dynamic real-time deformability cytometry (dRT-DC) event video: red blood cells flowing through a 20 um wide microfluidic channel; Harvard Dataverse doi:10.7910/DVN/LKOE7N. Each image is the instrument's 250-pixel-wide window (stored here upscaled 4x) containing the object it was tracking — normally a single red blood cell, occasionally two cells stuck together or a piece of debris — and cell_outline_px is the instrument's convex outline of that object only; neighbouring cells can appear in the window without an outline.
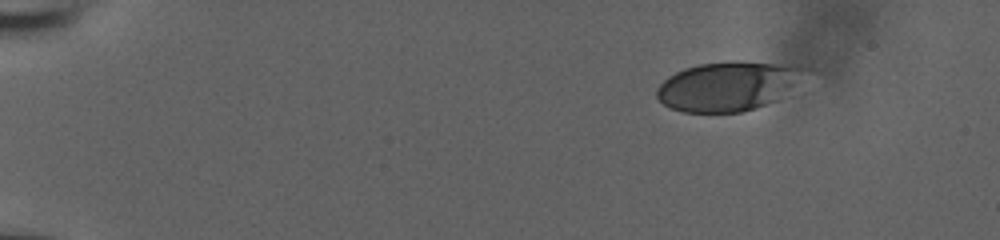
{"species": "human", "species_latin": "Homo sapiens", "temperature_condition": "room temperature", "stored_images_in_passage": 49, "camera_frame_rate_fps": 3000, "um_per_image_px": 0.085, "donor": {"sex": "male"}, "frame": {"image": 1, "passage_image": 1, "time_ms": 0.0, "image_size_px": [1000, 240], "cell_outline_px": [[812, 68], [776, 100], [744, 112], [684, 112], [672, 108], [664, 104], [656, 96], [656, 88], [668, 76], [684, 68], [700, 64], [732, 60], [740, 60], [796, 64]], "centroid_in_image_um": [61.9, 7.28], "position_along_channel_um": 23.1, "area_um2": 42.77}}
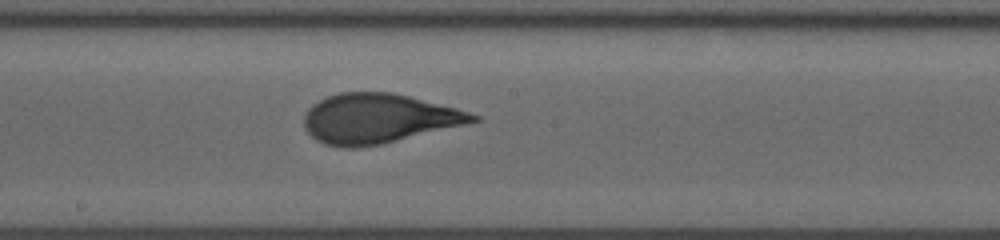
{"frame": {"image": 2, "passage_image": 26, "time_ms": 8.333, "image_size_px": [1000, 240], "cell_outline_px": [[480, 120], [468, 124], [380, 144], [352, 148], [348, 148], [324, 144], [316, 140], [304, 128], [304, 116], [308, 108], [312, 104], [328, 96], [340, 92], [392, 92], [456, 108], [480, 116]], "centroid_in_image_um": [32.14, 10.07], "position_along_channel_um": 216.1, "area_um2": 48.49}}
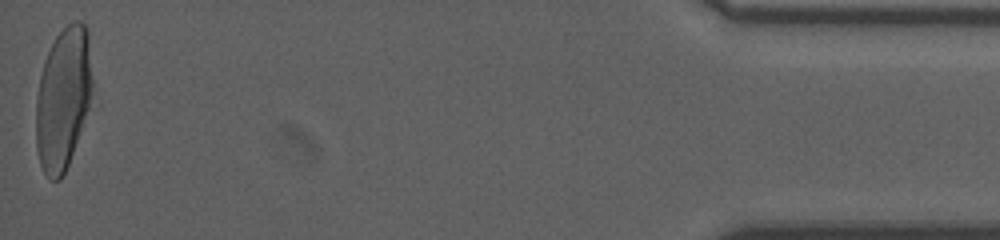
{"frame": {"image": 3, "passage_image": 49, "time_ms": 16.0, "image_size_px": [1000, 240], "cell_outline_px": [[92, 88], [88, 108], [68, 164], [60, 180], [48, 180], [40, 164], [36, 148], [36, 96], [40, 76], [44, 60], [56, 36], [68, 24], [76, 20], [80, 20], [88, 28], [92, 80]], "centroid_in_image_um": [5.35, 8.35], "position_along_channel_um": 429.9, "area_um2": 46.47}, "authors_computed_cell_mechanics": {"area_um2": 47.6272, "velocity_mm_per_s": 3.8626, "shape_relaxation_time_tau1_ms": 5.1111, "shape_relaxation_time_tau2_ms": null, "deformation_change_tau1": 0.2072, "deformation_change_tau2": null}}